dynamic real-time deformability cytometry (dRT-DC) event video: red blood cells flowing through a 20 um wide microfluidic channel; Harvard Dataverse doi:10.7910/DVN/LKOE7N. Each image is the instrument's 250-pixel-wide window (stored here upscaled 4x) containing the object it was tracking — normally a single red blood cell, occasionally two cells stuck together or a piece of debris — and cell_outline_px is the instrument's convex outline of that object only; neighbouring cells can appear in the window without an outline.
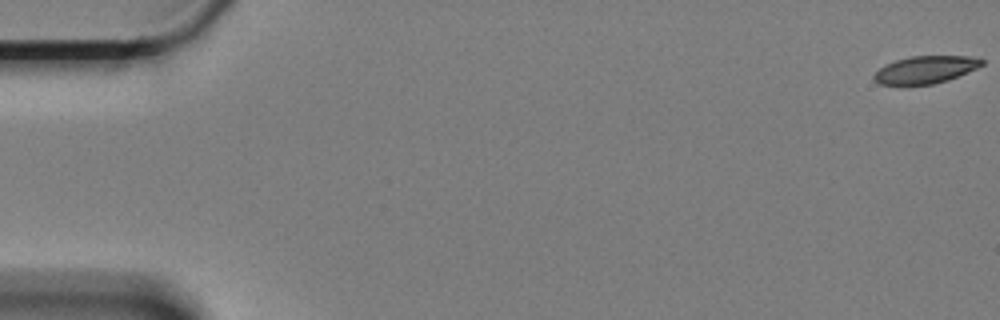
{"species": "Egyptian fruit bat (a non-hibernating species)", "species_latin": "Rousettus aegyptiacus", "temperature_condition": "cold", "stored_images_in_passage": 7, "camera_frame_rate_fps": 3000, "um_per_image_px": 0.085, "animal": {"sex": "female"}, "frame": {"image": 1, "passage_image": 1, "time_ms": 0.0, "image_size_px": [1000, 320], "cell_outline_px": [[984, 64], [976, 68], [948, 80], [932, 84], [880, 84], [872, 80], [872, 76], [884, 64], [908, 56], [972, 56], [984, 60]], "centroid_in_image_um": [78.64, 5.91], "position_along_channel_um": 6.4, "area_um2": 17.17}}